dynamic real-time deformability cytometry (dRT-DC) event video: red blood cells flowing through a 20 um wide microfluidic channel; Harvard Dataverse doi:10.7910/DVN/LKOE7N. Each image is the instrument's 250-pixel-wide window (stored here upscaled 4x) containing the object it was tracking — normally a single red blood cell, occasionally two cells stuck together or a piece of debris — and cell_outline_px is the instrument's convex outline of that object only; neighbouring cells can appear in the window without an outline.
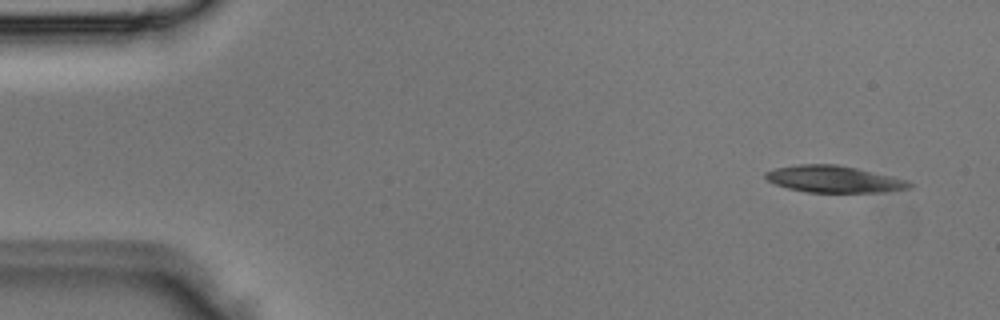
{"species": "Egyptian fruit bat (a non-hibernating species)", "species_latin": "Rousettus aegyptiacus", "temperature_condition": "room temperature", "stored_images_in_passage": 4, "camera_frame_rate_fps": 3000, "um_per_image_px": 0.085, "animal": {"sex": "male"}, "frame": {"image": 1, "passage_image": 1, "time_ms": 0.0, "image_size_px": [1000, 320], "cell_outline_px": [[916, 184], [912, 188], [888, 192], [808, 192], [788, 188], [776, 184], [768, 180], [764, 176], [764, 172], [776, 168], [796, 164], [836, 164], [856, 168], [892, 176], [908, 180]], "centroid_in_image_um": [70.94, 15.23], "position_along_channel_um": 14.1, "area_um2": 22.6}}